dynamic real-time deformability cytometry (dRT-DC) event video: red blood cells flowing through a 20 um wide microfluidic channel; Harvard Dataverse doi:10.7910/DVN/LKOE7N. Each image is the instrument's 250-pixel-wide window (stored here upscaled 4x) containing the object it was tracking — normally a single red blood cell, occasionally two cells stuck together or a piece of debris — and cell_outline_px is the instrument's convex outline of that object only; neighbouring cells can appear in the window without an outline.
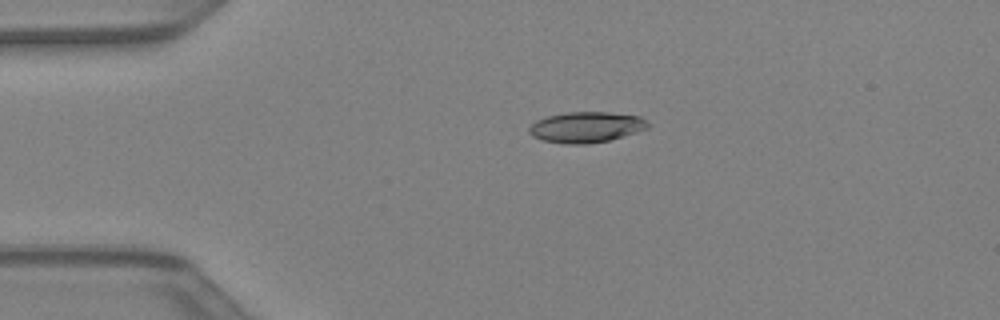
{"species": "Egyptian fruit bat (a non-hibernating species)", "species_latin": "Rousettus aegyptiacus", "temperature_condition": "warm", "stored_images_in_passage": 43, "camera_frame_rate_fps": 3000, "um_per_image_px": 0.085, "animal": {"sex": "female"}, "frame": {"image": 1, "passage_image": 10, "time_ms": 3.0, "image_size_px": [1000, 320], "cell_outline_px": [[648, 128], [636, 132], [608, 140], [588, 144], [564, 144], [544, 140], [532, 136], [528, 132], [528, 128], [536, 120], [544, 116], [568, 112], [612, 112], [640, 116], [648, 124]], "centroid_in_image_um": [49.78, 10.8], "position_along_channel_um": 35.2, "area_um2": 21.27}}
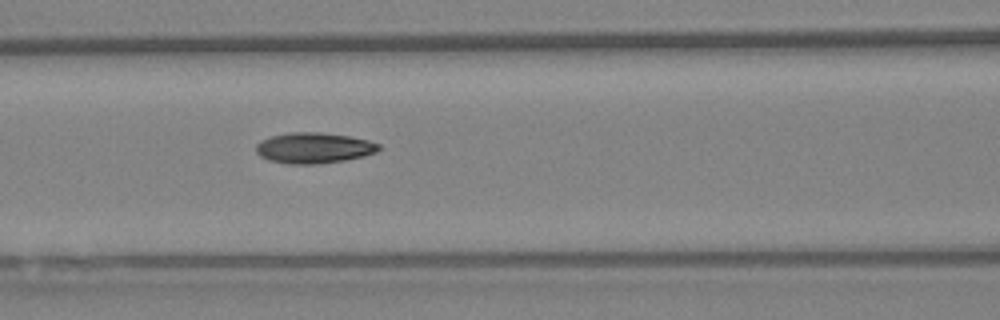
{"frame": {"image": 2, "passage_image": 19, "time_ms": 6.0, "image_size_px": [1000, 320], "cell_outline_px": [[380, 148], [376, 152], [364, 156], [344, 160], [316, 164], [288, 164], [268, 160], [260, 156], [256, 152], [256, 144], [260, 140], [272, 136], [288, 132], [320, 132], [348, 136], [368, 140], [380, 144]], "centroid_in_image_um": [26.65, 12.57], "position_along_channel_um": 140.0, "area_um2": 22.02}}
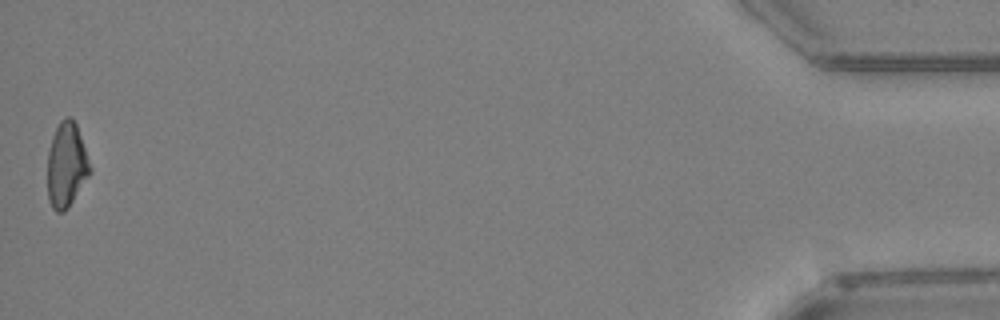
{"frame": {"image": 3, "passage_image": 43, "time_ms": 14.0, "image_size_px": [1000, 320], "cell_outline_px": [[92, 172], [68, 208], [64, 212], [56, 212], [52, 208], [48, 200], [48, 152], [52, 136], [60, 120], [64, 116], [72, 116], [76, 124], [92, 168]], "centroid_in_image_um": [5.66, 14.03], "position_along_channel_um": 429.5, "area_um2": 21.21}}